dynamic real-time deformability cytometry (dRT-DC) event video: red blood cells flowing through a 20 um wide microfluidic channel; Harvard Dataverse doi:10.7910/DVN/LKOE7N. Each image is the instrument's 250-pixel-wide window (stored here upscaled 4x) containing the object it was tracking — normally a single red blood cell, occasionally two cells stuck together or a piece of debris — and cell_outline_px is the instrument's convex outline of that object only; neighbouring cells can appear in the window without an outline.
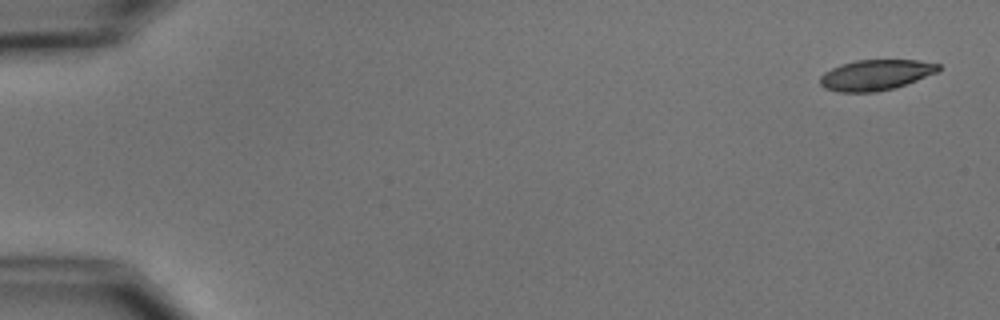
{"species": "common noctule bat (a hibernating species)", "species_latin": "Nyctalus noctula", "temperature_condition": "cold", "stored_images_in_passage": 6, "segment_of_instrument_passage": [1, 2], "camera_frame_rate_fps": 3000, "um_per_image_px": 0.085, "animal": {"sex": "male", "body_mass_g": 15.6}, "frame": {"image": 1, "passage_image": 1, "time_ms": 0.0, "image_size_px": [1000, 320], "cell_outline_px": [[940, 68], [936, 72], [896, 88], [876, 92], [840, 92], [824, 88], [820, 84], [820, 76], [824, 72], [840, 64], [856, 60], [916, 60], [940, 64]], "centroid_in_image_um": [74.4, 6.37], "position_along_channel_um": 10.6, "area_um2": 21.04}}